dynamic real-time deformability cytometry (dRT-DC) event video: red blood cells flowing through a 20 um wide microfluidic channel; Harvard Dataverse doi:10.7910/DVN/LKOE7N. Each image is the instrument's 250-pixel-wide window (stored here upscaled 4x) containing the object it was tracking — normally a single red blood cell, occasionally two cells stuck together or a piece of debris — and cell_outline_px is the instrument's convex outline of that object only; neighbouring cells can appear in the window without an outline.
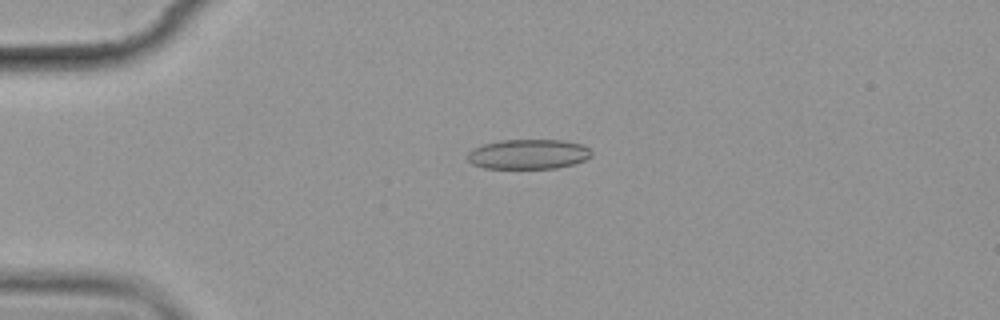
{"species": "common noctule bat (a hibernating species)", "species_latin": "Nyctalus noctula", "temperature_condition": "cold", "stored_images_in_passage": 8, "camera_frame_rate_fps": 3000, "um_per_image_px": 0.085, "animal": {"sex": "female", "body_mass_g": 19.9}, "frame": {"image": 1, "passage_image": 2, "time_ms": 1.333, "image_size_px": [1000, 320], "cell_outline_px": [[592, 156], [584, 160], [572, 164], [556, 168], [484, 168], [472, 164], [468, 160], [468, 152], [484, 144], [500, 140], [564, 140], [580, 144], [588, 148], [592, 152]], "centroid_in_image_um": [44.92, 13.1], "position_along_channel_um": 40.1, "area_um2": 21.39}}
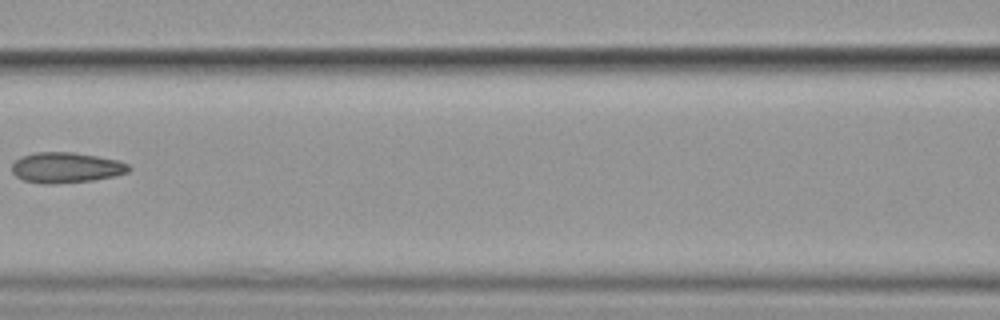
{"frame": {"image": 2, "passage_image": 5, "time_ms": 5.667, "image_size_px": [1000, 320], "cell_outline_px": [[132, 168], [128, 172], [112, 176], [92, 180], [52, 184], [48, 184], [24, 180], [16, 176], [12, 172], [12, 164], [20, 156], [36, 152], [72, 152], [96, 156], [116, 160], [128, 164]], "centroid_in_image_um": [5.59, 14.24], "position_along_channel_um": 161.0, "area_um2": 20.58}}
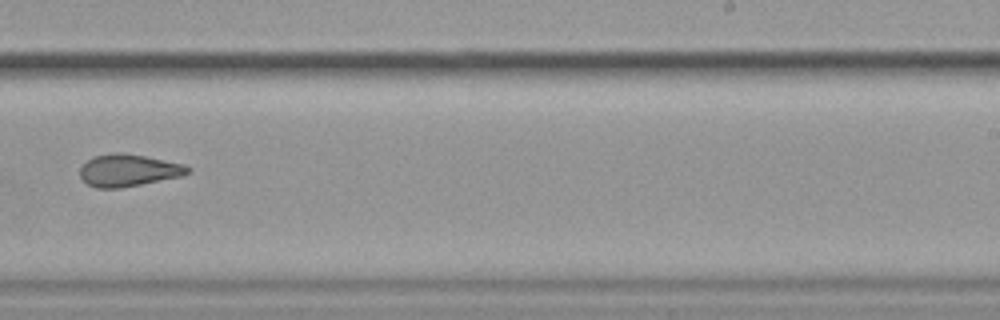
{"frame": {"image": 3, "passage_image": 8, "time_ms": 9.0, "image_size_px": [1000, 320], "cell_outline_px": [[192, 168], [184, 176], [120, 188], [96, 188], [88, 184], [80, 176], [80, 168], [92, 156], [112, 152], [120, 152], [144, 156], [184, 164]], "centroid_in_image_um": [10.92, 14.47], "position_along_channel_um": 278.1, "area_um2": 20.23}}